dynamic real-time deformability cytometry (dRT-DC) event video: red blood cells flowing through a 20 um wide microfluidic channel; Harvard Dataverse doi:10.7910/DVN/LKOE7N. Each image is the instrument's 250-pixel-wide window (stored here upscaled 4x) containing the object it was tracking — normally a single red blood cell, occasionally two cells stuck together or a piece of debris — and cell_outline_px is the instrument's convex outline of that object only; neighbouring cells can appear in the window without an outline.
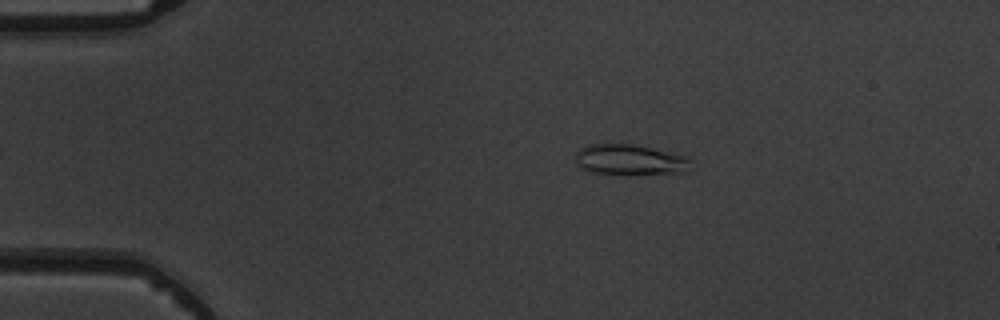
{"species": "common noctule bat (a hibernating species)", "species_latin": "Nyctalus noctula", "temperature_condition": "warm", "stored_images_in_passage": 5, "camera_frame_rate_fps": 3000, "um_per_image_px": 0.085, "animal": {"sex": "male", "body_mass_g": 19.5, "forearm_length_mm": 54.6}, "frame": {"image": 1, "passage_image": 5, "time_ms": 4.333, "image_size_px": [1000, 320], "cell_outline_px": [[688, 160], [684, 172], [592, 172], [576, 164], [576, 152], [580, 148], [588, 144], [632, 144], [688, 156]], "centroid_in_image_um": [53.45, 13.52], "position_along_channel_um": 31.6, "area_um2": 19.31}}